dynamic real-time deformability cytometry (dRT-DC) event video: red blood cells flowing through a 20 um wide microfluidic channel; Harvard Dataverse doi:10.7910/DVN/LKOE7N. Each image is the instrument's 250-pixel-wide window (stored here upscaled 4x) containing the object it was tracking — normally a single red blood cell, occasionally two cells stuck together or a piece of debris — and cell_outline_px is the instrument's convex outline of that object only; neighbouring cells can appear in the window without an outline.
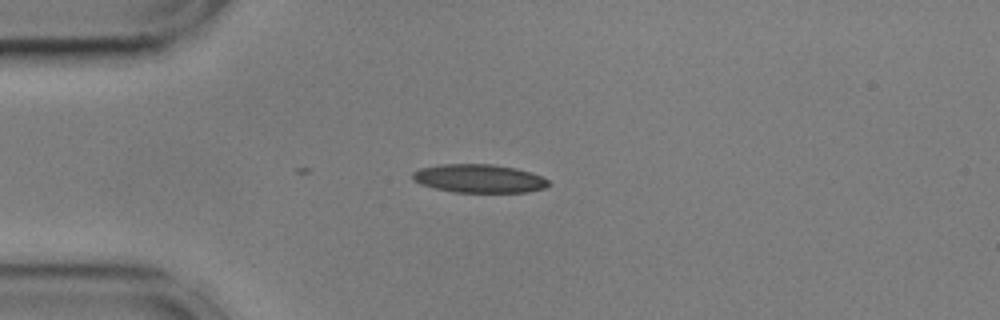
{"species": "common noctule bat (a hibernating species)", "species_latin": "Nyctalus noctula", "temperature_condition": "cold", "stored_images_in_passage": 5, "camera_frame_rate_fps": 3000, "um_per_image_px": 0.085, "animal": {"sex": "male", "body_mass_g": 17.9, "forearm_length_mm": 54.2}, "frame": {"image": 1, "passage_image": 1, "time_ms": 0.0, "image_size_px": [1000, 320], "cell_outline_px": [[552, 184], [544, 188], [524, 192], [452, 192], [420, 184], [412, 180], [412, 172], [420, 168], [440, 164], [492, 164], [516, 168], [540, 176], [548, 180]], "centroid_in_image_um": [40.68, 15.17], "position_along_channel_um": 44.3, "area_um2": 22.48}}